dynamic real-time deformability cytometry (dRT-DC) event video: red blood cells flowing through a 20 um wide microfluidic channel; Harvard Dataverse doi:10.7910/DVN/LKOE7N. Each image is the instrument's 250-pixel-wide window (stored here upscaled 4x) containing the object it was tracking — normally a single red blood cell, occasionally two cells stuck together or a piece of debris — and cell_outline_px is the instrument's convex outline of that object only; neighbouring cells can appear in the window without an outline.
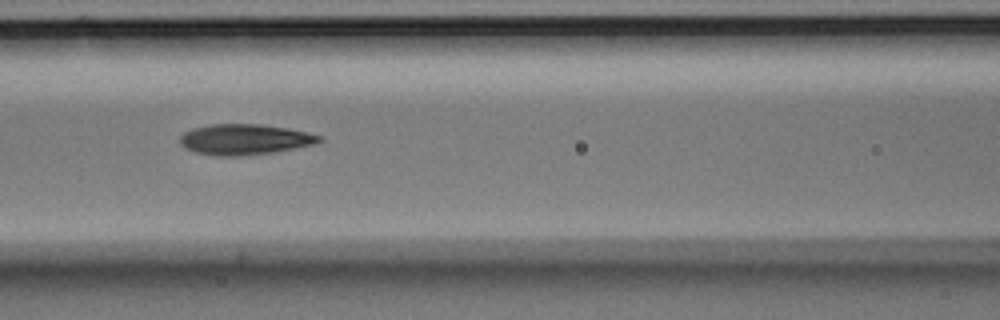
{"species": "Egyptian fruit bat (a non-hibernating species)", "species_latin": "Rousettus aegyptiacus", "temperature_condition": "room temperature", "stored_images_in_passage": 10, "camera_frame_rate_fps": 3000, "um_per_image_px": 0.085, "animal": {"sex": "male"}, "frame": {"image": 1, "passage_image": 4, "time_ms": 1.0, "image_size_px": [1000, 320], "cell_outline_px": [[324, 140], [312, 144], [272, 152], [240, 156], [216, 156], [196, 152], [184, 148], [180, 144], [180, 136], [184, 132], [192, 128], [212, 124], [260, 124], [288, 128], [308, 132], [324, 136]], "centroid_in_image_um": [20.78, 11.84], "position_along_channel_um": 145.8, "area_um2": 24.85}}
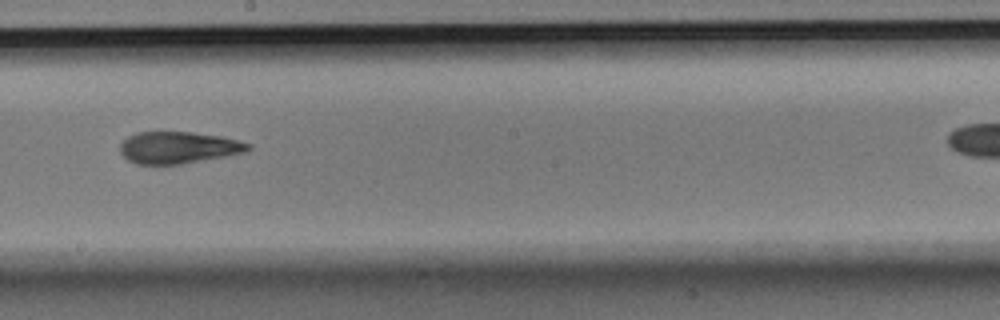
{"frame": {"image": 2, "passage_image": 6, "time_ms": 1.667, "image_size_px": [1000, 320], "cell_outline_px": [[252, 148], [248, 152], [180, 164], [136, 164], [128, 160], [120, 152], [120, 144], [128, 136], [136, 132], [192, 132], [220, 136], [252, 144]], "centroid_in_image_um": [15.17, 12.54], "position_along_channel_um": 233.0, "area_um2": 23.76}}
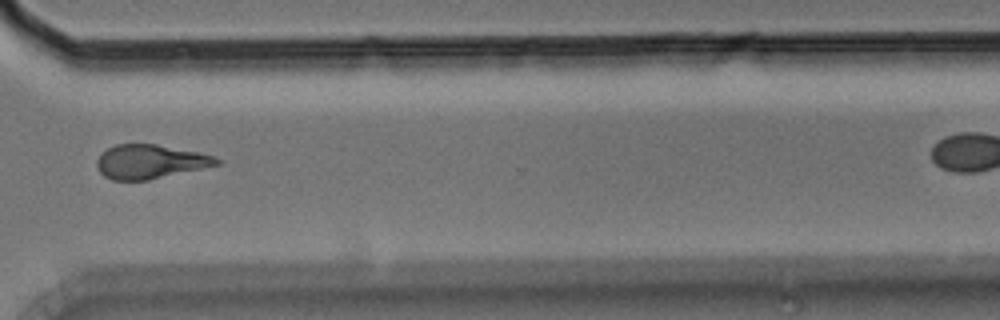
{"frame": {"image": 3, "passage_image": 9, "time_ms": 2.667, "image_size_px": [1000, 320], "cell_outline_px": [[224, 160], [220, 164], [148, 180], [112, 180], [104, 176], [100, 172], [96, 164], [96, 160], [108, 148], [116, 144], [156, 144], [200, 152]], "centroid_in_image_um": [12.77, 13.74], "position_along_channel_um": 357.8, "area_um2": 23.64}}